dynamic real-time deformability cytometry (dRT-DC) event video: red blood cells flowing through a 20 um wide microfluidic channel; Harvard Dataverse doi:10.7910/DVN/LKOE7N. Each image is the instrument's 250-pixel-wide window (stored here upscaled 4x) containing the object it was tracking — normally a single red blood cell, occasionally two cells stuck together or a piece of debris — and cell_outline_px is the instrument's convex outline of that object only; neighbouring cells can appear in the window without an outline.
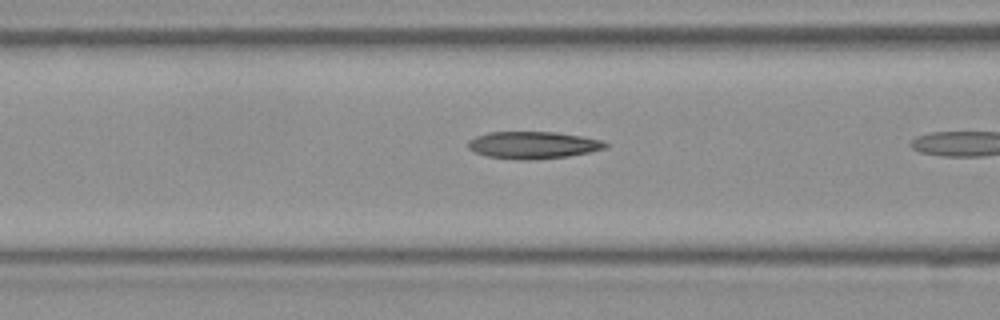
{"species": "Egyptian fruit bat (a non-hibernating species)", "species_latin": "Rousettus aegyptiacus", "temperature_condition": "room temperature", "stored_images_in_passage": 8, "camera_frame_rate_fps": 3000, "um_per_image_px": 0.085, "frame": {"image": 1, "passage_image": 7, "time_ms": 2.0, "image_size_px": [1000, 320], "cell_outline_px": [[608, 148], [568, 156], [528, 160], [520, 160], [484, 156], [468, 148], [468, 140], [476, 136], [488, 132], [556, 132], [604, 140], [608, 144]], "centroid_in_image_um": [45.31, 12.33], "position_along_channel_um": 121.3, "area_um2": 21.79}}